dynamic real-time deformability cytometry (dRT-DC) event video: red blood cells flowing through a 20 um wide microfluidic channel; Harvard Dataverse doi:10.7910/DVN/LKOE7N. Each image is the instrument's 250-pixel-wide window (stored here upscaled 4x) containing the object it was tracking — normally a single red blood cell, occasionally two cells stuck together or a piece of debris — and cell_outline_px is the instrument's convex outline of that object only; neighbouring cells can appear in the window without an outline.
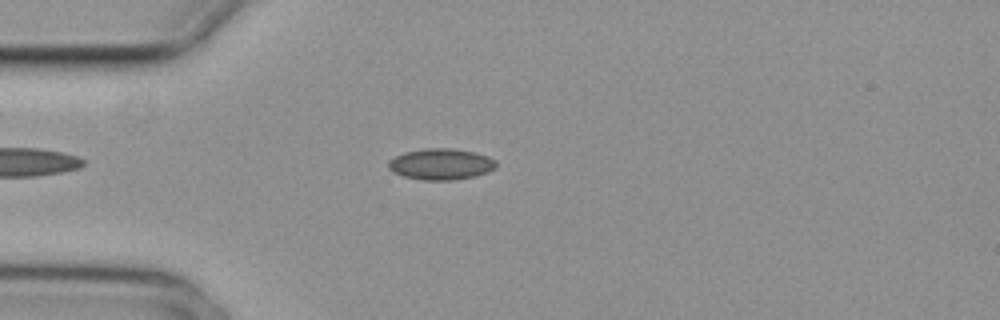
{"species": "common noctule bat (a hibernating species)", "species_latin": "Nyctalus noctula", "temperature_condition": "cold", "stored_images_in_passage": 5, "camera_frame_rate_fps": 3000, "um_per_image_px": 0.085, "animal": {"sex": "female", "body_mass_g": 29.2, "forearm_length_mm": 56.3}, "frame": {"image": 1, "passage_image": 4, "time_ms": 1.0, "image_size_px": [1000, 320], "cell_outline_px": [[496, 168], [488, 172], [476, 176], [452, 180], [424, 180], [404, 176], [392, 172], [388, 168], [388, 160], [404, 152], [424, 148], [452, 148], [472, 152], [488, 156], [496, 160]], "centroid_in_image_um": [37.48, 13.95], "position_along_channel_um": 47.5, "area_um2": 19.65}}